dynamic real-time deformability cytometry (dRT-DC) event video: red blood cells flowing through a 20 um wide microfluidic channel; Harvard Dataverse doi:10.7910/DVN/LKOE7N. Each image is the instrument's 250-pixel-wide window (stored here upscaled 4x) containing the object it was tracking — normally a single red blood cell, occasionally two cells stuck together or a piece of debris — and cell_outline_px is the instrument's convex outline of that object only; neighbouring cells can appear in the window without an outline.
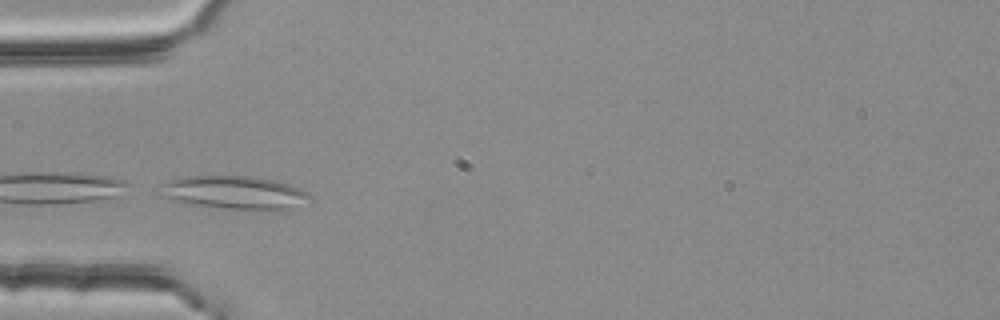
{"species": "common noctule bat (a hibernating species)", "species_latin": "Nyctalus noctula", "temperature_condition": "room temperature", "stored_images_in_passage": 4, "camera_frame_rate_fps": 3000, "um_per_image_px": 0.085, "animal": {"sex": "female", "body_mass_g": 25.1}, "frame": {"image": 1, "passage_image": 4, "time_ms": 1.0, "image_size_px": [1000, 320], "cell_outline_px": [[312, 196], [288, 212], [280, 212], [224, 208], [184, 204], [156, 196], [152, 192], [160, 184], [168, 180], [180, 176], [248, 176], [276, 180], [300, 188], [308, 192]], "centroid_in_image_um": [19.81, 16.39], "position_along_channel_um": 65.2, "area_um2": 30.4}}